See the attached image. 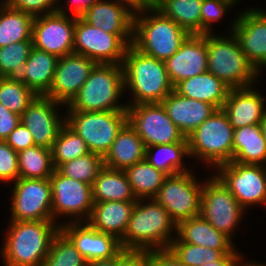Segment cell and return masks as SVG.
<instances>
[{"label": "cell", "mask_w": 266, "mask_h": 266, "mask_svg": "<svg viewBox=\"0 0 266 266\" xmlns=\"http://www.w3.org/2000/svg\"><path fill=\"white\" fill-rule=\"evenodd\" d=\"M8 222L0 244L3 266H42L60 226L55 221Z\"/></svg>", "instance_id": "cell-1"}, {"label": "cell", "mask_w": 266, "mask_h": 266, "mask_svg": "<svg viewBox=\"0 0 266 266\" xmlns=\"http://www.w3.org/2000/svg\"><path fill=\"white\" fill-rule=\"evenodd\" d=\"M124 90L128 92L127 106L161 103L174 90L164 61L149 56L132 44L122 62Z\"/></svg>", "instance_id": "cell-2"}, {"label": "cell", "mask_w": 266, "mask_h": 266, "mask_svg": "<svg viewBox=\"0 0 266 266\" xmlns=\"http://www.w3.org/2000/svg\"><path fill=\"white\" fill-rule=\"evenodd\" d=\"M177 224L154 198L137 199L124 237L125 250L168 249L176 238Z\"/></svg>", "instance_id": "cell-3"}, {"label": "cell", "mask_w": 266, "mask_h": 266, "mask_svg": "<svg viewBox=\"0 0 266 266\" xmlns=\"http://www.w3.org/2000/svg\"><path fill=\"white\" fill-rule=\"evenodd\" d=\"M225 34H207V71L222 80L230 89L258 84L261 74L249 62L233 33L236 17ZM258 81V82H257Z\"/></svg>", "instance_id": "cell-4"}, {"label": "cell", "mask_w": 266, "mask_h": 266, "mask_svg": "<svg viewBox=\"0 0 266 266\" xmlns=\"http://www.w3.org/2000/svg\"><path fill=\"white\" fill-rule=\"evenodd\" d=\"M189 35L152 5L134 13L132 45L156 59L165 61L172 57Z\"/></svg>", "instance_id": "cell-5"}, {"label": "cell", "mask_w": 266, "mask_h": 266, "mask_svg": "<svg viewBox=\"0 0 266 266\" xmlns=\"http://www.w3.org/2000/svg\"><path fill=\"white\" fill-rule=\"evenodd\" d=\"M124 93L122 64H96L78 94L62 109L83 112L127 110Z\"/></svg>", "instance_id": "cell-6"}, {"label": "cell", "mask_w": 266, "mask_h": 266, "mask_svg": "<svg viewBox=\"0 0 266 266\" xmlns=\"http://www.w3.org/2000/svg\"><path fill=\"white\" fill-rule=\"evenodd\" d=\"M233 136L234 129L226 113L216 109L187 137L190 159L214 172L219 165L232 162Z\"/></svg>", "instance_id": "cell-7"}, {"label": "cell", "mask_w": 266, "mask_h": 266, "mask_svg": "<svg viewBox=\"0 0 266 266\" xmlns=\"http://www.w3.org/2000/svg\"><path fill=\"white\" fill-rule=\"evenodd\" d=\"M66 124L87 144L91 153L102 157L109 151L121 129L128 123L127 110L65 111Z\"/></svg>", "instance_id": "cell-8"}, {"label": "cell", "mask_w": 266, "mask_h": 266, "mask_svg": "<svg viewBox=\"0 0 266 266\" xmlns=\"http://www.w3.org/2000/svg\"><path fill=\"white\" fill-rule=\"evenodd\" d=\"M206 176L201 195V216L232 240L248 213L213 172Z\"/></svg>", "instance_id": "cell-9"}, {"label": "cell", "mask_w": 266, "mask_h": 266, "mask_svg": "<svg viewBox=\"0 0 266 266\" xmlns=\"http://www.w3.org/2000/svg\"><path fill=\"white\" fill-rule=\"evenodd\" d=\"M49 180L53 220L59 226L72 222H87L94 205L92 185L68 178L57 169L53 171Z\"/></svg>", "instance_id": "cell-10"}, {"label": "cell", "mask_w": 266, "mask_h": 266, "mask_svg": "<svg viewBox=\"0 0 266 266\" xmlns=\"http://www.w3.org/2000/svg\"><path fill=\"white\" fill-rule=\"evenodd\" d=\"M133 35H115L105 32L76 17L74 53L88 57L96 64H122Z\"/></svg>", "instance_id": "cell-11"}, {"label": "cell", "mask_w": 266, "mask_h": 266, "mask_svg": "<svg viewBox=\"0 0 266 266\" xmlns=\"http://www.w3.org/2000/svg\"><path fill=\"white\" fill-rule=\"evenodd\" d=\"M197 171L168 176L154 199L160 203L171 218L179 222L201 215L203 179H197ZM197 176V177H196Z\"/></svg>", "instance_id": "cell-12"}, {"label": "cell", "mask_w": 266, "mask_h": 266, "mask_svg": "<svg viewBox=\"0 0 266 266\" xmlns=\"http://www.w3.org/2000/svg\"><path fill=\"white\" fill-rule=\"evenodd\" d=\"M214 171L246 212L253 206H266V166L232 161Z\"/></svg>", "instance_id": "cell-13"}, {"label": "cell", "mask_w": 266, "mask_h": 266, "mask_svg": "<svg viewBox=\"0 0 266 266\" xmlns=\"http://www.w3.org/2000/svg\"><path fill=\"white\" fill-rule=\"evenodd\" d=\"M11 189L9 220L54 221L49 178H18Z\"/></svg>", "instance_id": "cell-14"}, {"label": "cell", "mask_w": 266, "mask_h": 266, "mask_svg": "<svg viewBox=\"0 0 266 266\" xmlns=\"http://www.w3.org/2000/svg\"><path fill=\"white\" fill-rule=\"evenodd\" d=\"M128 123L144 142L145 147L188 142L172 122L162 103L127 106Z\"/></svg>", "instance_id": "cell-15"}, {"label": "cell", "mask_w": 266, "mask_h": 266, "mask_svg": "<svg viewBox=\"0 0 266 266\" xmlns=\"http://www.w3.org/2000/svg\"><path fill=\"white\" fill-rule=\"evenodd\" d=\"M76 17L58 11L36 16L33 22V46L58 58L74 53Z\"/></svg>", "instance_id": "cell-16"}, {"label": "cell", "mask_w": 266, "mask_h": 266, "mask_svg": "<svg viewBox=\"0 0 266 266\" xmlns=\"http://www.w3.org/2000/svg\"><path fill=\"white\" fill-rule=\"evenodd\" d=\"M65 105L46 96H39L20 116V122L29 129L35 145L51 149L61 128L66 124Z\"/></svg>", "instance_id": "cell-17"}, {"label": "cell", "mask_w": 266, "mask_h": 266, "mask_svg": "<svg viewBox=\"0 0 266 266\" xmlns=\"http://www.w3.org/2000/svg\"><path fill=\"white\" fill-rule=\"evenodd\" d=\"M233 33L249 62L263 75L266 68V9L248 7L236 13Z\"/></svg>", "instance_id": "cell-18"}, {"label": "cell", "mask_w": 266, "mask_h": 266, "mask_svg": "<svg viewBox=\"0 0 266 266\" xmlns=\"http://www.w3.org/2000/svg\"><path fill=\"white\" fill-rule=\"evenodd\" d=\"M96 63L79 54L59 57L49 92L45 95L65 106L78 94Z\"/></svg>", "instance_id": "cell-19"}, {"label": "cell", "mask_w": 266, "mask_h": 266, "mask_svg": "<svg viewBox=\"0 0 266 266\" xmlns=\"http://www.w3.org/2000/svg\"><path fill=\"white\" fill-rule=\"evenodd\" d=\"M60 230L87 262L116 256L123 249L117 237L97 231L88 222L66 223Z\"/></svg>", "instance_id": "cell-20"}, {"label": "cell", "mask_w": 266, "mask_h": 266, "mask_svg": "<svg viewBox=\"0 0 266 266\" xmlns=\"http://www.w3.org/2000/svg\"><path fill=\"white\" fill-rule=\"evenodd\" d=\"M207 34H190L179 50L164 61L175 87L180 81L207 71Z\"/></svg>", "instance_id": "cell-21"}, {"label": "cell", "mask_w": 266, "mask_h": 266, "mask_svg": "<svg viewBox=\"0 0 266 266\" xmlns=\"http://www.w3.org/2000/svg\"><path fill=\"white\" fill-rule=\"evenodd\" d=\"M256 85L230 89L222 107L233 129L259 124L266 114V96Z\"/></svg>", "instance_id": "cell-22"}, {"label": "cell", "mask_w": 266, "mask_h": 266, "mask_svg": "<svg viewBox=\"0 0 266 266\" xmlns=\"http://www.w3.org/2000/svg\"><path fill=\"white\" fill-rule=\"evenodd\" d=\"M135 10L117 0L96 1L81 18L94 27L115 35H133Z\"/></svg>", "instance_id": "cell-23"}, {"label": "cell", "mask_w": 266, "mask_h": 266, "mask_svg": "<svg viewBox=\"0 0 266 266\" xmlns=\"http://www.w3.org/2000/svg\"><path fill=\"white\" fill-rule=\"evenodd\" d=\"M161 103L172 122L186 138L216 110L207 102L184 97L175 90Z\"/></svg>", "instance_id": "cell-24"}, {"label": "cell", "mask_w": 266, "mask_h": 266, "mask_svg": "<svg viewBox=\"0 0 266 266\" xmlns=\"http://www.w3.org/2000/svg\"><path fill=\"white\" fill-rule=\"evenodd\" d=\"M172 242H184L220 250L223 254H237L239 249L228 236L216 230L201 215L177 224L176 238Z\"/></svg>", "instance_id": "cell-25"}, {"label": "cell", "mask_w": 266, "mask_h": 266, "mask_svg": "<svg viewBox=\"0 0 266 266\" xmlns=\"http://www.w3.org/2000/svg\"><path fill=\"white\" fill-rule=\"evenodd\" d=\"M136 201L94 202L88 223L119 240L124 237Z\"/></svg>", "instance_id": "cell-26"}, {"label": "cell", "mask_w": 266, "mask_h": 266, "mask_svg": "<svg viewBox=\"0 0 266 266\" xmlns=\"http://www.w3.org/2000/svg\"><path fill=\"white\" fill-rule=\"evenodd\" d=\"M145 145L141 137L127 123L118 133L103 157L104 167L114 170L126 168L145 160Z\"/></svg>", "instance_id": "cell-27"}, {"label": "cell", "mask_w": 266, "mask_h": 266, "mask_svg": "<svg viewBox=\"0 0 266 266\" xmlns=\"http://www.w3.org/2000/svg\"><path fill=\"white\" fill-rule=\"evenodd\" d=\"M58 57L35 47L17 76L36 95L45 96L50 89Z\"/></svg>", "instance_id": "cell-28"}, {"label": "cell", "mask_w": 266, "mask_h": 266, "mask_svg": "<svg viewBox=\"0 0 266 266\" xmlns=\"http://www.w3.org/2000/svg\"><path fill=\"white\" fill-rule=\"evenodd\" d=\"M174 90L184 97L200 100L222 109L230 88L222 80L206 71L180 81Z\"/></svg>", "instance_id": "cell-29"}, {"label": "cell", "mask_w": 266, "mask_h": 266, "mask_svg": "<svg viewBox=\"0 0 266 266\" xmlns=\"http://www.w3.org/2000/svg\"><path fill=\"white\" fill-rule=\"evenodd\" d=\"M232 161L266 166V140L259 124L234 129Z\"/></svg>", "instance_id": "cell-30"}, {"label": "cell", "mask_w": 266, "mask_h": 266, "mask_svg": "<svg viewBox=\"0 0 266 266\" xmlns=\"http://www.w3.org/2000/svg\"><path fill=\"white\" fill-rule=\"evenodd\" d=\"M185 158L190 159L188 142L148 146L145 160L168 176L190 172L193 169L185 165Z\"/></svg>", "instance_id": "cell-31"}, {"label": "cell", "mask_w": 266, "mask_h": 266, "mask_svg": "<svg viewBox=\"0 0 266 266\" xmlns=\"http://www.w3.org/2000/svg\"><path fill=\"white\" fill-rule=\"evenodd\" d=\"M93 202L137 201L124 170L104 167L92 185Z\"/></svg>", "instance_id": "cell-32"}, {"label": "cell", "mask_w": 266, "mask_h": 266, "mask_svg": "<svg viewBox=\"0 0 266 266\" xmlns=\"http://www.w3.org/2000/svg\"><path fill=\"white\" fill-rule=\"evenodd\" d=\"M152 6L189 34H201L202 0H154Z\"/></svg>", "instance_id": "cell-33"}, {"label": "cell", "mask_w": 266, "mask_h": 266, "mask_svg": "<svg viewBox=\"0 0 266 266\" xmlns=\"http://www.w3.org/2000/svg\"><path fill=\"white\" fill-rule=\"evenodd\" d=\"M34 18L11 6H0V47L32 40Z\"/></svg>", "instance_id": "cell-34"}, {"label": "cell", "mask_w": 266, "mask_h": 266, "mask_svg": "<svg viewBox=\"0 0 266 266\" xmlns=\"http://www.w3.org/2000/svg\"><path fill=\"white\" fill-rule=\"evenodd\" d=\"M124 172L137 199L154 198L168 177L146 160L126 168Z\"/></svg>", "instance_id": "cell-35"}, {"label": "cell", "mask_w": 266, "mask_h": 266, "mask_svg": "<svg viewBox=\"0 0 266 266\" xmlns=\"http://www.w3.org/2000/svg\"><path fill=\"white\" fill-rule=\"evenodd\" d=\"M19 178H50L55 170L52 163L51 149L31 146L18 153Z\"/></svg>", "instance_id": "cell-36"}, {"label": "cell", "mask_w": 266, "mask_h": 266, "mask_svg": "<svg viewBox=\"0 0 266 266\" xmlns=\"http://www.w3.org/2000/svg\"><path fill=\"white\" fill-rule=\"evenodd\" d=\"M91 153L86 142L65 124L51 147L52 163L55 169L61 164Z\"/></svg>", "instance_id": "cell-37"}, {"label": "cell", "mask_w": 266, "mask_h": 266, "mask_svg": "<svg viewBox=\"0 0 266 266\" xmlns=\"http://www.w3.org/2000/svg\"><path fill=\"white\" fill-rule=\"evenodd\" d=\"M37 95L17 77H0V103L21 116Z\"/></svg>", "instance_id": "cell-38"}, {"label": "cell", "mask_w": 266, "mask_h": 266, "mask_svg": "<svg viewBox=\"0 0 266 266\" xmlns=\"http://www.w3.org/2000/svg\"><path fill=\"white\" fill-rule=\"evenodd\" d=\"M103 168V157L99 154L88 153L61 164L57 170L68 178L93 185L95 178Z\"/></svg>", "instance_id": "cell-39"}, {"label": "cell", "mask_w": 266, "mask_h": 266, "mask_svg": "<svg viewBox=\"0 0 266 266\" xmlns=\"http://www.w3.org/2000/svg\"><path fill=\"white\" fill-rule=\"evenodd\" d=\"M87 261L60 230L52 240L42 266H86Z\"/></svg>", "instance_id": "cell-40"}, {"label": "cell", "mask_w": 266, "mask_h": 266, "mask_svg": "<svg viewBox=\"0 0 266 266\" xmlns=\"http://www.w3.org/2000/svg\"><path fill=\"white\" fill-rule=\"evenodd\" d=\"M33 47V40L0 47V77H17Z\"/></svg>", "instance_id": "cell-41"}, {"label": "cell", "mask_w": 266, "mask_h": 266, "mask_svg": "<svg viewBox=\"0 0 266 266\" xmlns=\"http://www.w3.org/2000/svg\"><path fill=\"white\" fill-rule=\"evenodd\" d=\"M168 249L185 266H201L217 261L224 255L220 250L184 242H171Z\"/></svg>", "instance_id": "cell-42"}, {"label": "cell", "mask_w": 266, "mask_h": 266, "mask_svg": "<svg viewBox=\"0 0 266 266\" xmlns=\"http://www.w3.org/2000/svg\"><path fill=\"white\" fill-rule=\"evenodd\" d=\"M235 5L238 4L234 0H202L201 34L215 33L213 25L226 18L228 11L236 8Z\"/></svg>", "instance_id": "cell-43"}, {"label": "cell", "mask_w": 266, "mask_h": 266, "mask_svg": "<svg viewBox=\"0 0 266 266\" xmlns=\"http://www.w3.org/2000/svg\"><path fill=\"white\" fill-rule=\"evenodd\" d=\"M19 178L18 153L0 141V183H13Z\"/></svg>", "instance_id": "cell-44"}, {"label": "cell", "mask_w": 266, "mask_h": 266, "mask_svg": "<svg viewBox=\"0 0 266 266\" xmlns=\"http://www.w3.org/2000/svg\"><path fill=\"white\" fill-rule=\"evenodd\" d=\"M59 3L60 0H15L11 7L36 17L57 12Z\"/></svg>", "instance_id": "cell-45"}, {"label": "cell", "mask_w": 266, "mask_h": 266, "mask_svg": "<svg viewBox=\"0 0 266 266\" xmlns=\"http://www.w3.org/2000/svg\"><path fill=\"white\" fill-rule=\"evenodd\" d=\"M5 142L17 153L35 145L31 132L21 122L9 134Z\"/></svg>", "instance_id": "cell-46"}, {"label": "cell", "mask_w": 266, "mask_h": 266, "mask_svg": "<svg viewBox=\"0 0 266 266\" xmlns=\"http://www.w3.org/2000/svg\"><path fill=\"white\" fill-rule=\"evenodd\" d=\"M116 266H149V251L122 249Z\"/></svg>", "instance_id": "cell-47"}, {"label": "cell", "mask_w": 266, "mask_h": 266, "mask_svg": "<svg viewBox=\"0 0 266 266\" xmlns=\"http://www.w3.org/2000/svg\"><path fill=\"white\" fill-rule=\"evenodd\" d=\"M96 1L98 0H64V4L63 0H60L58 12L64 15L81 17Z\"/></svg>", "instance_id": "cell-48"}, {"label": "cell", "mask_w": 266, "mask_h": 266, "mask_svg": "<svg viewBox=\"0 0 266 266\" xmlns=\"http://www.w3.org/2000/svg\"><path fill=\"white\" fill-rule=\"evenodd\" d=\"M19 123L20 116L0 103V141H5Z\"/></svg>", "instance_id": "cell-49"}, {"label": "cell", "mask_w": 266, "mask_h": 266, "mask_svg": "<svg viewBox=\"0 0 266 266\" xmlns=\"http://www.w3.org/2000/svg\"><path fill=\"white\" fill-rule=\"evenodd\" d=\"M149 266H185L169 249L149 251Z\"/></svg>", "instance_id": "cell-50"}, {"label": "cell", "mask_w": 266, "mask_h": 266, "mask_svg": "<svg viewBox=\"0 0 266 266\" xmlns=\"http://www.w3.org/2000/svg\"><path fill=\"white\" fill-rule=\"evenodd\" d=\"M120 259V252L113 257L88 261L86 266H116Z\"/></svg>", "instance_id": "cell-51"}, {"label": "cell", "mask_w": 266, "mask_h": 266, "mask_svg": "<svg viewBox=\"0 0 266 266\" xmlns=\"http://www.w3.org/2000/svg\"><path fill=\"white\" fill-rule=\"evenodd\" d=\"M244 256L245 255L241 251H239L233 260L232 266H266V263L262 264V262L258 263L257 261H253V260L246 261L244 260L246 259L244 258Z\"/></svg>", "instance_id": "cell-52"}, {"label": "cell", "mask_w": 266, "mask_h": 266, "mask_svg": "<svg viewBox=\"0 0 266 266\" xmlns=\"http://www.w3.org/2000/svg\"><path fill=\"white\" fill-rule=\"evenodd\" d=\"M237 254H224L219 260L205 263L201 266H232L233 260Z\"/></svg>", "instance_id": "cell-53"}, {"label": "cell", "mask_w": 266, "mask_h": 266, "mask_svg": "<svg viewBox=\"0 0 266 266\" xmlns=\"http://www.w3.org/2000/svg\"><path fill=\"white\" fill-rule=\"evenodd\" d=\"M128 4L135 11L140 10L144 7L152 5L151 0H117Z\"/></svg>", "instance_id": "cell-54"}, {"label": "cell", "mask_w": 266, "mask_h": 266, "mask_svg": "<svg viewBox=\"0 0 266 266\" xmlns=\"http://www.w3.org/2000/svg\"><path fill=\"white\" fill-rule=\"evenodd\" d=\"M259 125L261 127L262 134L266 140V114L263 117V120L259 123Z\"/></svg>", "instance_id": "cell-55"}, {"label": "cell", "mask_w": 266, "mask_h": 266, "mask_svg": "<svg viewBox=\"0 0 266 266\" xmlns=\"http://www.w3.org/2000/svg\"><path fill=\"white\" fill-rule=\"evenodd\" d=\"M15 0H0V6H11Z\"/></svg>", "instance_id": "cell-56"}, {"label": "cell", "mask_w": 266, "mask_h": 266, "mask_svg": "<svg viewBox=\"0 0 266 266\" xmlns=\"http://www.w3.org/2000/svg\"><path fill=\"white\" fill-rule=\"evenodd\" d=\"M234 1H235L237 4H239L241 0H234Z\"/></svg>", "instance_id": "cell-57"}]
</instances>
